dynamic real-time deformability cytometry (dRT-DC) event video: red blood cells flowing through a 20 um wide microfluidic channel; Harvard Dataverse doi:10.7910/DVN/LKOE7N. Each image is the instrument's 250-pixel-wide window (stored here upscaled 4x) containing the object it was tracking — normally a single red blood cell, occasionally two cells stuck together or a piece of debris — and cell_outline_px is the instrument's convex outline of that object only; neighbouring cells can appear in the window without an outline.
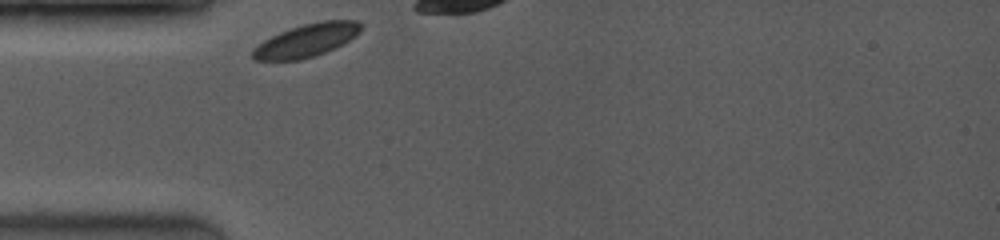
{"species": "common noctule bat (a hibernating species)", "species_latin": "Nyctalus noctula", "temperature_condition": "room temperature", "stored_images_in_passage": 42, "camera_frame_rate_fps": 3500, "um_per_image_px": 0.085, "animal": {"sex": "female", "body_mass_g": 19.0, "forearm_length_mm": 53.3}, "frame": {"image": 1, "passage_image": 1, "time_ms": 0.0, "image_size_px": [1000, 240], "cell_outline_px": [[364, 24], [360, 32], [356, 36], [344, 44], [324, 52], [300, 60], [256, 60], [252, 56], [252, 48], [264, 40], [280, 32], [304, 24], [324, 20], [356, 20]], "centroid_in_image_um": [26.1, 3.42], "position_along_channel_um": 58.9, "area_um2": 20.75}}
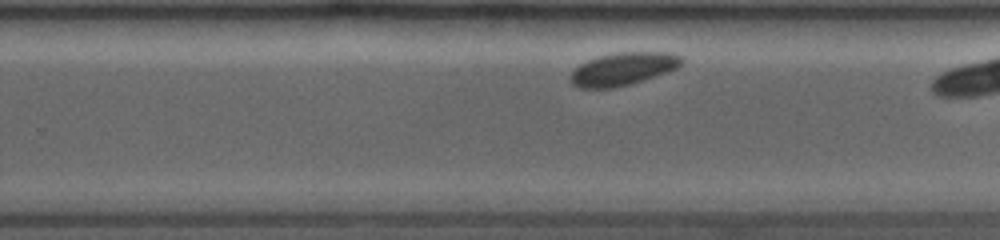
{"frame": {"image": 2, "passage_image": 31, "time_ms": 6.0, "image_size_px": [1000, 240], "cell_outline_px": [[684, 64], [668, 72], [644, 80], [612, 88], [576, 88], [572, 84], [568, 76], [580, 64], [588, 60], [600, 56], [616, 52], [668, 52], [684, 56]], "centroid_in_image_um": [52.99, 5.85], "position_along_channel_um": 276.8, "area_um2": 21.44}}
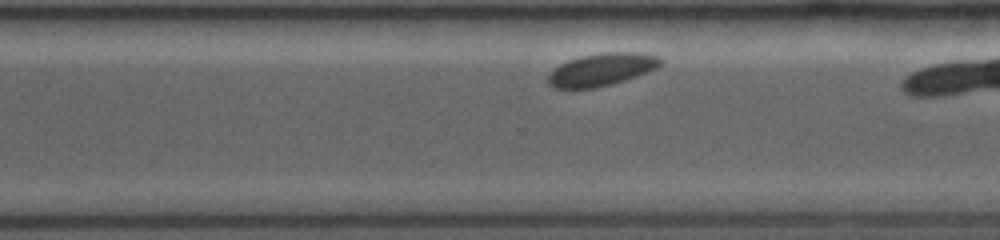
{"frame": {"image": 3, "passage_image": 37, "time_ms": 7.143, "image_size_px": [1000, 240], "cell_outline_px": [[664, 60], [656, 68], [648, 72], [612, 84], [596, 88], [556, 88], [548, 84], [548, 76], [560, 64], [568, 60], [580, 56], [604, 52], [636, 52], [656, 56]], "centroid_in_image_um": [51.15, 5.91], "position_along_channel_um": 319.5, "area_um2": 21.15}}